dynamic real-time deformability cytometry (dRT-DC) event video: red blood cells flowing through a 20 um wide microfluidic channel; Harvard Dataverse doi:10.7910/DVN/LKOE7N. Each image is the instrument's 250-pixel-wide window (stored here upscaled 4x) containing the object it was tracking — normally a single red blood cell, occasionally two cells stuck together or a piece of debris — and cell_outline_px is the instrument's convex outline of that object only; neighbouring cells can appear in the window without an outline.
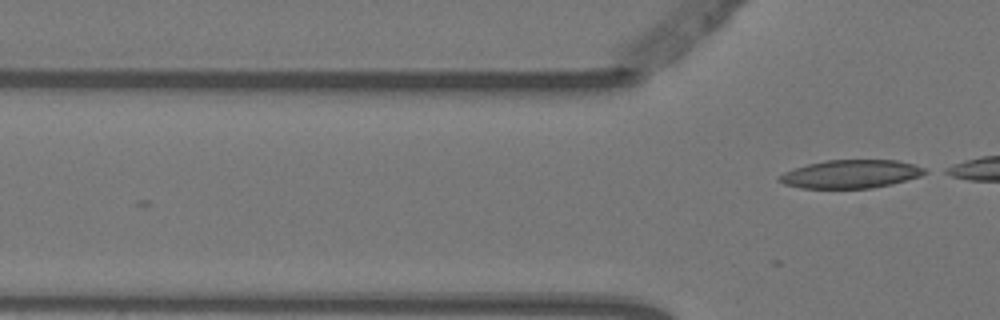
{"species": "Egyptian fruit bat (a non-hibernating species)", "species_latin": "Rousettus aegyptiacus", "temperature_condition": "warm", "stored_images_in_passage": 3, "camera_frame_rate_fps": 3000, "um_per_image_px": 0.085, "animal": {"sex": "female"}, "frame": {"image": 1, "passage_image": 3, "time_ms": 0.667, "image_size_px": [1000, 320], "cell_outline_px": [[928, 172], [920, 176], [892, 184], [872, 188], [800, 188], [784, 184], [776, 180], [776, 176], [784, 172], [808, 164], [824, 160], [896, 160], [912, 164], [924, 168]], "centroid_in_image_um": [72.28, 14.8], "position_along_channel_um": 53.5, "area_um2": 23.99}}